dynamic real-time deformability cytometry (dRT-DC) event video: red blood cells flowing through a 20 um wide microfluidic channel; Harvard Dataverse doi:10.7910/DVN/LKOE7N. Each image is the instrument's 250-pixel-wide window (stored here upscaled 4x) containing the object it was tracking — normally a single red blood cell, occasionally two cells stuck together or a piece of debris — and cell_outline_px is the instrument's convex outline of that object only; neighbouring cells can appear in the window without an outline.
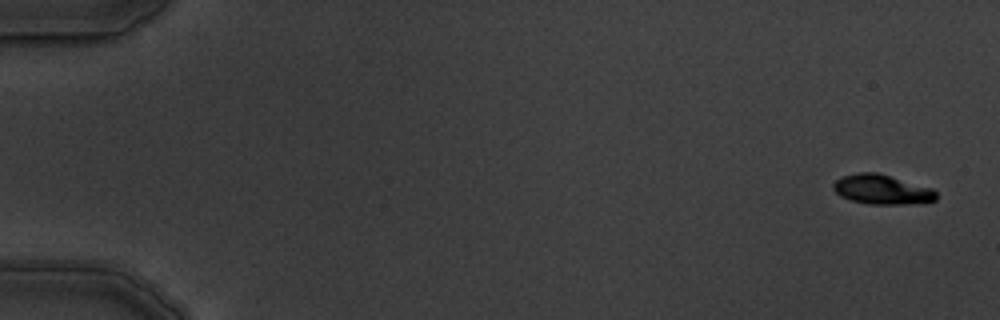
{"species": "common noctule bat (a hibernating species)", "species_latin": "Nyctalus noctula", "temperature_condition": "warm", "stored_images_in_passage": 8, "camera_frame_rate_fps": 3000, "um_per_image_px": 0.085, "animal": {"sex": "male", "body_mass_g": 19.5, "forearm_length_mm": 54.6}, "frame": {"image": 1, "passage_image": 1, "time_ms": 0.0, "image_size_px": [1000, 320], "cell_outline_px": [[936, 200], [904, 204], [868, 204], [852, 200], [840, 196], [832, 188], [832, 184], [836, 180], [844, 176], [856, 172], [876, 172], [932, 188], [936, 192]], "centroid_in_image_um": [74.93, 16.1], "position_along_channel_um": 10.1, "area_um2": 17.57}}
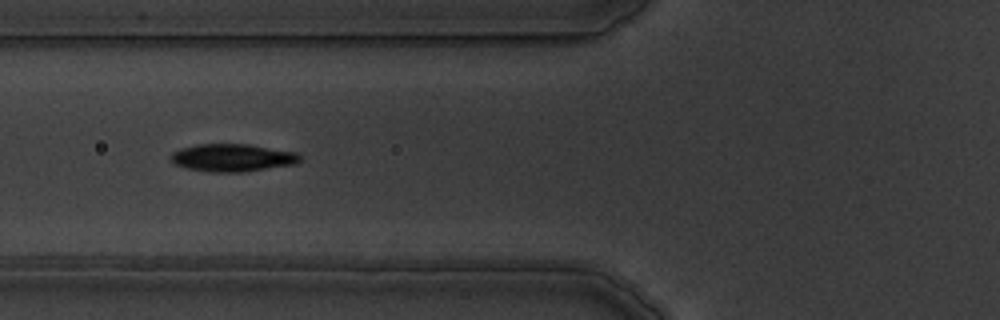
{"frame": {"image": 2, "passage_image": 6, "time_ms": 6.667, "image_size_px": [1000, 320], "cell_outline_px": [[300, 160], [296, 164], [240, 172], [208, 172], [188, 168], [176, 164], [168, 160], [168, 156], [172, 152], [180, 148], [196, 144], [248, 144], [296, 152], [300, 156]], "centroid_in_image_um": [19.7, 13.4], "position_along_channel_um": 106.1, "area_um2": 20.87}}
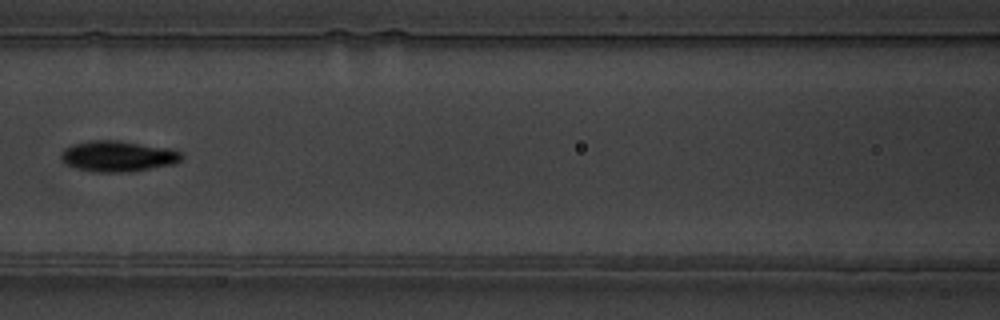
{"frame": {"image": 3, "passage_image": 7, "time_ms": 8.0, "image_size_px": [1000, 320], "cell_outline_px": [[184, 156], [176, 164], [132, 172], [92, 172], [76, 168], [68, 164], [60, 156], [60, 152], [64, 148], [72, 144], [92, 140], [116, 140], [172, 148], [184, 152]], "centroid_in_image_um": [10.08, 13.28], "position_along_channel_um": 156.5, "area_um2": 22.02}}